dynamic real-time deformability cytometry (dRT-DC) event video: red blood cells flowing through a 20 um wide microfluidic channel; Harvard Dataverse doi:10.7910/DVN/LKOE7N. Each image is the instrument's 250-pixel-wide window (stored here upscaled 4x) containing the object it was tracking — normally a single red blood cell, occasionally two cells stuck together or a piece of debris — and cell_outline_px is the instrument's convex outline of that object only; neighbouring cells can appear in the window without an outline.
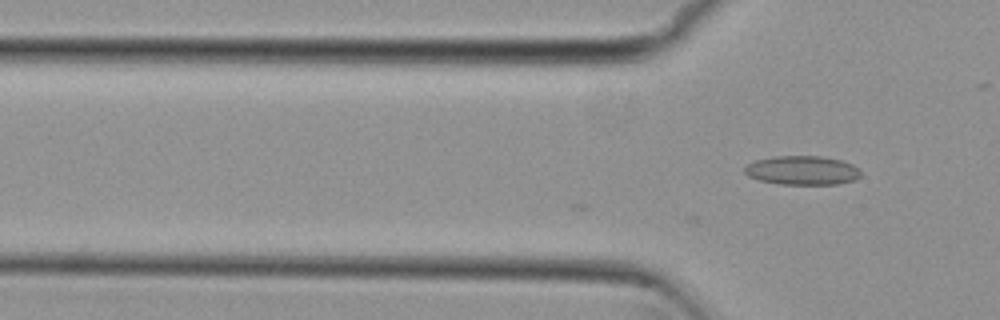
{"species": "common noctule bat (a hibernating species)", "species_latin": "Nyctalus noctula", "temperature_condition": "cold", "stored_images_in_passage": 2, "camera_frame_rate_fps": 3000, "um_per_image_px": 0.085, "animal": {"sex": "female", "body_mass_g": 29.2, "forearm_length_mm": 56.3}, "frame": {"image": 1, "passage_image": 2, "time_ms": 0.333, "image_size_px": [1000, 320], "cell_outline_px": [[860, 176], [856, 180], [840, 184], [780, 184], [760, 180], [748, 176], [744, 172], [744, 168], [752, 160], [776, 156], [820, 156], [840, 160], [852, 164], [860, 168]], "centroid_in_image_um": [68.2, 14.48], "position_along_channel_um": 57.6, "area_um2": 19.77}}